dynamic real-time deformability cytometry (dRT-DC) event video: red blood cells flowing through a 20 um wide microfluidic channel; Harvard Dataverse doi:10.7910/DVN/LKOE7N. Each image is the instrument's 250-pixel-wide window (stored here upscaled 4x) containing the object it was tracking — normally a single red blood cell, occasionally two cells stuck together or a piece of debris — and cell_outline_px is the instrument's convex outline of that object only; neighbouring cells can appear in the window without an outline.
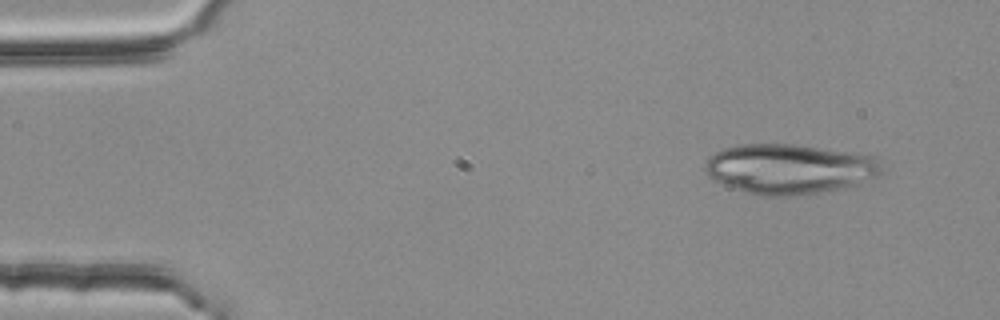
{"species": "common noctule bat (a hibernating species)", "species_latin": "Nyctalus noctula", "temperature_condition": "room temperature", "stored_images_in_passage": 49, "camera_frame_rate_fps": 3000, "um_per_image_px": 0.085, "animal": {"sex": "female", "body_mass_g": 25.1}, "frame": {"image": 1, "passage_image": 1, "time_ms": 0.0, "image_size_px": [1000, 320], "cell_outline_px": [[884, 168], [880, 176], [852, 184], [836, 188], [816, 192], [784, 196], [760, 196], [744, 192], [720, 184], [708, 176], [704, 168], [704, 164], [708, 156], [724, 148], [740, 144], [796, 144], [856, 152], [872, 156]], "centroid_in_image_um": [67.03, 14.34], "position_along_channel_um": 18.0, "area_um2": 51.44}}
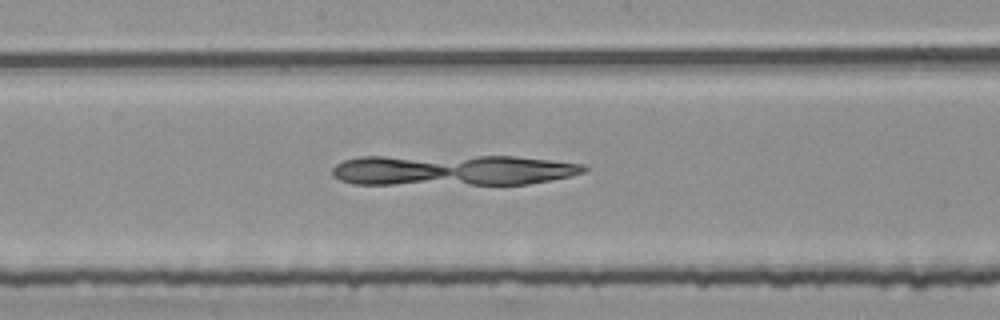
{"frame": {"image": 2, "passage_image": 24, "time_ms": 7.667, "image_size_px": [1000, 320], "cell_outline_px": [[588, 168], [584, 172], [572, 176], [528, 184], [352, 184], [340, 180], [332, 176], [332, 168], [336, 164], [344, 160], [360, 156], [516, 156], [584, 164]], "centroid_in_image_um": [38.46, 14.46], "position_along_channel_um": 209.7, "area_um2": 45.6}}
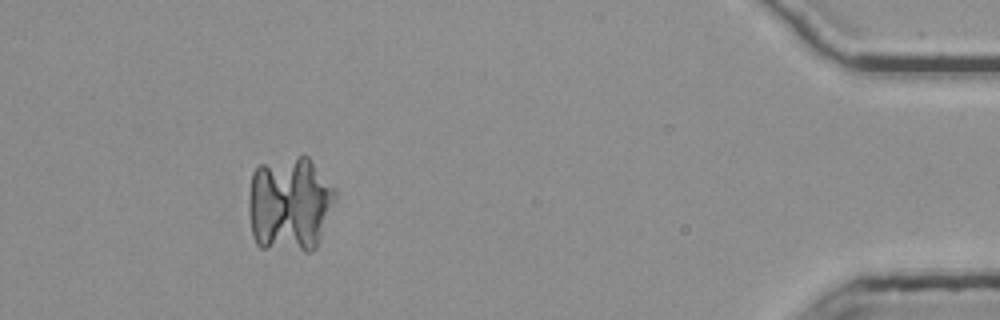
{"frame": {"image": 3, "passage_image": 45, "time_ms": 14.667, "image_size_px": [1000, 320], "cell_outline_px": [[336, 200], [316, 248], [312, 252], [304, 252], [260, 248], [256, 244], [252, 232], [248, 212], [248, 196], [252, 172], [260, 164], [300, 156], [308, 156], [336, 188]], "centroid_in_image_um": [24.62, 17.38], "position_along_channel_um": 410.6, "area_um2": 48.96}}